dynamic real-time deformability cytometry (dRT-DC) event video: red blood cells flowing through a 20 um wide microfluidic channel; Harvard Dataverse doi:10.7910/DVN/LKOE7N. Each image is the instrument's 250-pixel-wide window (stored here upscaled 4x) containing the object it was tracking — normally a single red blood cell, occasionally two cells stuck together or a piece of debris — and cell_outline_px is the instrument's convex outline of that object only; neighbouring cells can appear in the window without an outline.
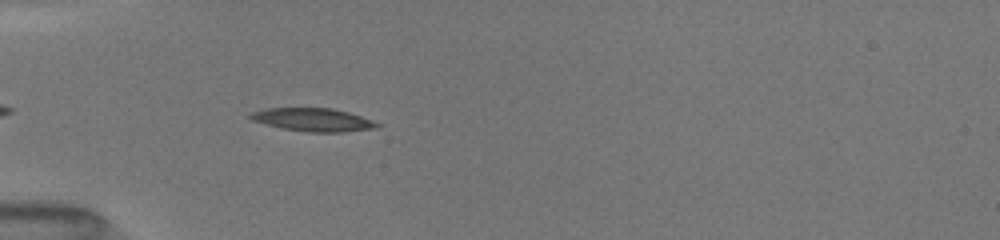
{"species": "common noctule bat (a hibernating species)", "species_latin": "Nyctalus noctula", "temperature_condition": "room temperature", "stored_images_in_passage": 43, "camera_frame_rate_fps": 3000, "um_per_image_px": 0.085, "animal": {"sex": "female", "body_mass_g": 19.5, "forearm_length_mm": 54.1}, "frame": {"image": 1, "passage_image": 23, "time_ms": 5.333, "image_size_px": [1000, 240], "cell_outline_px": [[380, 128], [344, 132], [308, 132], [284, 128], [252, 120], [248, 116], [248, 112], [264, 108], [332, 108], [348, 112], [372, 120], [380, 124]], "centroid_in_image_um": [26.62, 10.17], "position_along_channel_um": 58.4, "area_um2": 17.11}}
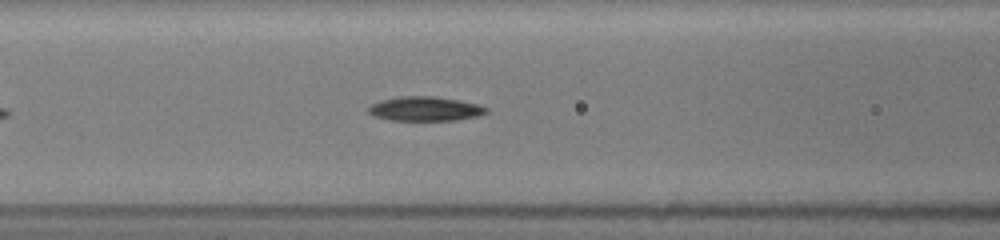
{"frame": {"image": 2, "passage_image": 33, "time_ms": 7.333, "image_size_px": [1000, 240], "cell_outline_px": [[488, 112], [476, 116], [456, 120], [392, 120], [372, 116], [368, 112], [368, 108], [372, 104], [380, 100], [396, 96], [432, 96], [456, 100], [476, 104], [488, 108]], "centroid_in_image_um": [36.08, 9.24], "position_along_channel_um": 130.5, "area_um2": 16.59}}
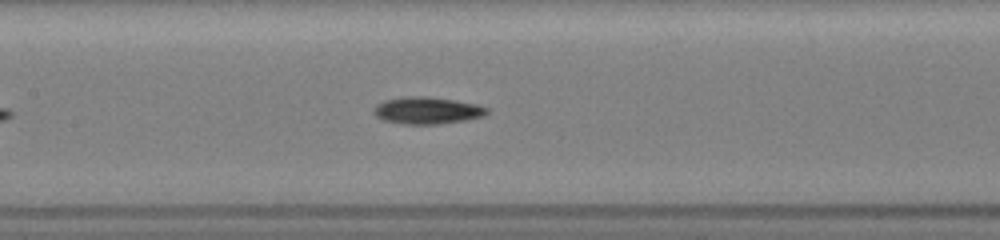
{"frame": {"image": 3, "passage_image": 40, "time_ms": 8.333, "image_size_px": [1000, 240], "cell_outline_px": [[488, 112], [484, 116], [464, 120], [436, 124], [404, 124], [384, 120], [376, 116], [372, 112], [372, 108], [376, 104], [384, 100], [400, 96], [428, 96], [456, 100], [476, 104], [488, 108]], "centroid_in_image_um": [36.26, 9.37], "position_along_channel_um": 171.1, "area_um2": 17.98}}